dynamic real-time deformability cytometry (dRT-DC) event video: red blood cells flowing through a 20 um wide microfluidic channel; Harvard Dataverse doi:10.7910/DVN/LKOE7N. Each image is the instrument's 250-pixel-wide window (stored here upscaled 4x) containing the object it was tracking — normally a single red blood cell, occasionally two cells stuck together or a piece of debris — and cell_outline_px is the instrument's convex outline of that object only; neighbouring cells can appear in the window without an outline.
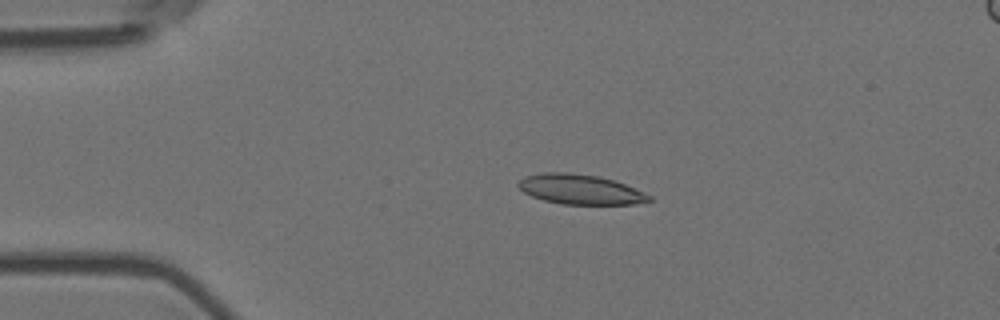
{"species": "Egyptian fruit bat (a non-hibernating species)", "species_latin": "Rousettus aegyptiacus", "temperature_condition": "room temperature", "stored_images_in_passage": 7, "camera_frame_rate_fps": 3000, "um_per_image_px": 0.085, "animal": {"sex": "female"}, "frame": {"image": 1, "passage_image": 4, "time_ms": 1.0, "image_size_px": [1000, 320], "cell_outline_px": [[652, 200], [632, 204], [560, 204], [544, 200], [532, 196], [524, 192], [516, 184], [524, 176], [544, 172], [568, 172], [600, 176], [624, 184], [644, 192], [652, 196]], "centroid_in_image_um": [49.3, 16.09], "position_along_channel_um": 35.7, "area_um2": 22.72}}